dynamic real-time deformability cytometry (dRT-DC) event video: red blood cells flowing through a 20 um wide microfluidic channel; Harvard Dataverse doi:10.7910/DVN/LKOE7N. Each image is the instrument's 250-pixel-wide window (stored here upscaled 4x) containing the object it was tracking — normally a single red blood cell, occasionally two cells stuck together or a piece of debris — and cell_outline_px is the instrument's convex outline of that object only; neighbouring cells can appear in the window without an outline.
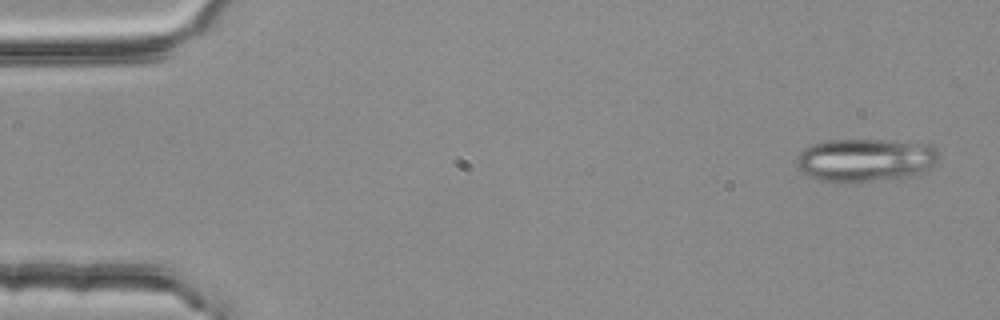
{"species": "common noctule bat (a hibernating species)", "species_latin": "Nyctalus noctula", "temperature_condition": "room temperature", "stored_images_in_passage": 3, "camera_frame_rate_fps": 3000, "um_per_image_px": 0.085, "animal": {"sex": "female", "body_mass_g": 25.1}, "frame": {"image": 1, "passage_image": 1, "time_ms": 0.0, "image_size_px": [1000, 320], "cell_outline_px": [[940, 156], [936, 164], [920, 172], [896, 180], [840, 184], [820, 180], [808, 176], [800, 172], [796, 168], [796, 160], [800, 152], [804, 148], [812, 144], [828, 140], [884, 140], [928, 144], [936, 148]], "centroid_in_image_um": [73.52, 13.64], "position_along_channel_um": 11.5, "area_um2": 36.59}}